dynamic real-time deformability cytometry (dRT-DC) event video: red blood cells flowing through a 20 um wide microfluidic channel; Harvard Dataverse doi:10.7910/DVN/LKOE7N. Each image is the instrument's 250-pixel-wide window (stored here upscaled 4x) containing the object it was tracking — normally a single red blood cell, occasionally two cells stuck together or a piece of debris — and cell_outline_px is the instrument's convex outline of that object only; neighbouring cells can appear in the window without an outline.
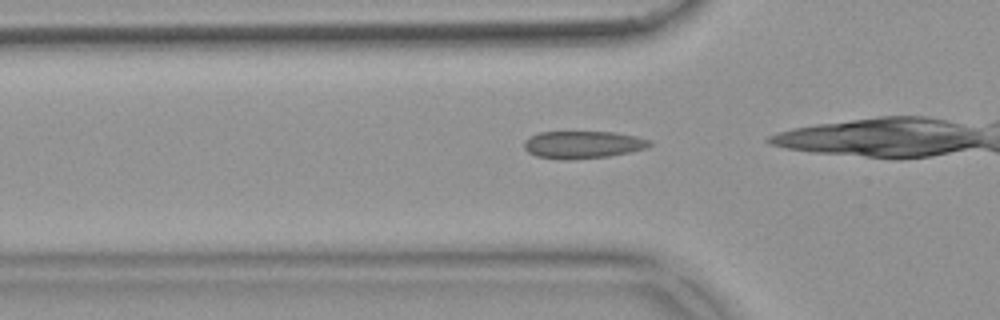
{"species": "common noctule bat (a hibernating species)", "species_latin": "Nyctalus noctula", "temperature_condition": "warm", "stored_images_in_passage": 33, "camera_frame_rate_fps": 3000, "um_per_image_px": 0.085, "animal": {"sex": "female", "body_mass_g": 18.4}, "frame": {"image": 1, "passage_image": 9, "time_ms": 2.667, "image_size_px": [1000, 320], "cell_outline_px": [[652, 144], [644, 148], [628, 152], [608, 156], [572, 160], [560, 160], [536, 156], [528, 152], [524, 148], [524, 140], [540, 132], [612, 132], [636, 136], [648, 140]], "centroid_in_image_um": [49.48, 12.3], "position_along_channel_um": 76.3, "area_um2": 19.94}}
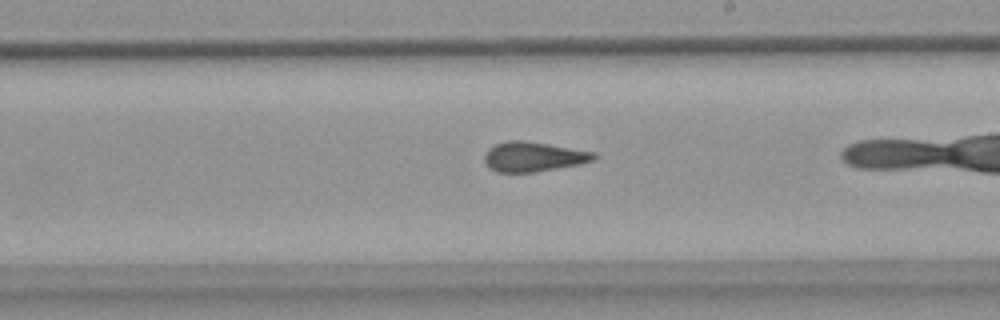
{"frame": {"image": 2, "passage_image": 22, "time_ms": 7.0, "image_size_px": [1000, 320], "cell_outline_px": [[596, 156], [592, 160], [576, 164], [532, 172], [496, 172], [484, 160], [484, 156], [488, 148], [496, 144], [508, 140], [524, 140], [548, 144], [592, 152]], "centroid_in_image_um": [45.26, 13.3], "position_along_channel_um": 243.7, "area_um2": 18.38}}
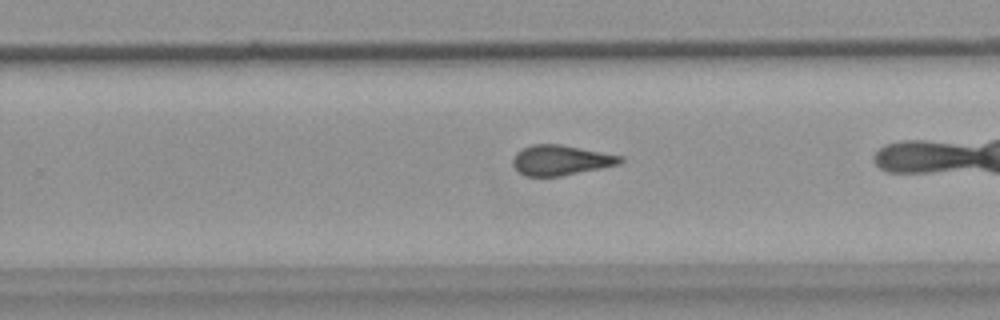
{"frame": {"image": 3, "passage_image": 25, "time_ms": 8.0, "image_size_px": [1000, 320], "cell_outline_px": [[624, 160], [620, 164], [560, 176], [528, 176], [520, 172], [512, 164], [512, 160], [516, 152], [532, 144], [560, 144], [624, 156]], "centroid_in_image_um": [47.68, 13.6], "position_along_channel_um": 282.1, "area_um2": 18.73}}